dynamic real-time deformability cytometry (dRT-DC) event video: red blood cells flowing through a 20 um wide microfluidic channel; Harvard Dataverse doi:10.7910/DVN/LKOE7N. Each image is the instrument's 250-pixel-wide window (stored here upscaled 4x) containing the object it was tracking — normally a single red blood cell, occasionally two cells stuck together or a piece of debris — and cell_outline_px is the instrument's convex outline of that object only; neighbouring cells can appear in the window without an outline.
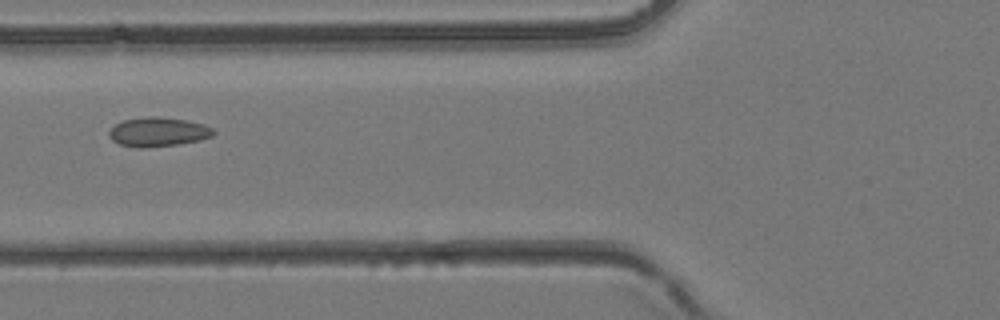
{"species": "common noctule bat (a hibernating species)", "species_latin": "Nyctalus noctula", "temperature_condition": "room temperature", "stored_images_in_passage": 36, "camera_frame_rate_fps": 3000, "um_per_image_px": 0.085, "animal": {"sex": "female", "body_mass_g": 24.6, "forearm_length_mm": 56.2}, "frame": {"image": 1, "passage_image": 17, "time_ms": 5.333, "image_size_px": [1000, 320], "cell_outline_px": [[216, 132], [212, 136], [200, 140], [176, 144], [144, 148], [136, 148], [120, 144], [112, 140], [108, 136], [108, 132], [116, 124], [124, 120], [148, 116], [156, 116], [184, 120], [204, 124], [212, 128]], "centroid_in_image_um": [13.43, 11.22], "position_along_channel_um": 112.4, "area_um2": 17.69}}
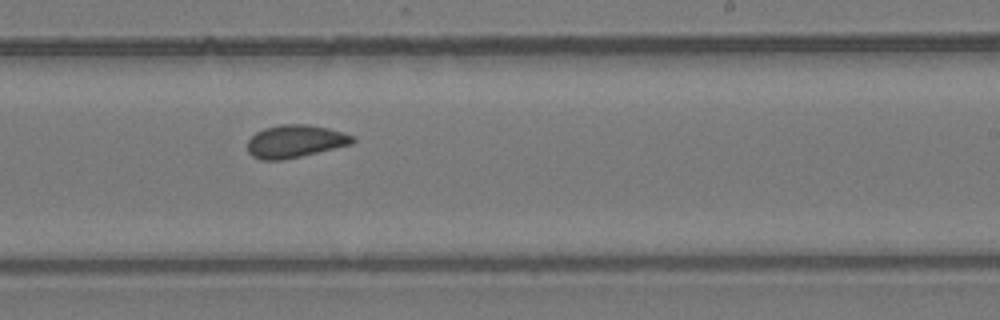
{"frame": {"image": 2, "passage_image": 25, "time_ms": 8.0, "image_size_px": [1000, 320], "cell_outline_px": [[356, 140], [352, 144], [300, 156], [280, 160], [260, 160], [252, 156], [248, 152], [248, 140], [256, 132], [264, 128], [280, 124], [308, 124], [328, 128], [344, 132], [352, 136]], "centroid_in_image_um": [25.07, 12.0], "position_along_channel_um": 263.9, "area_um2": 20.0}}
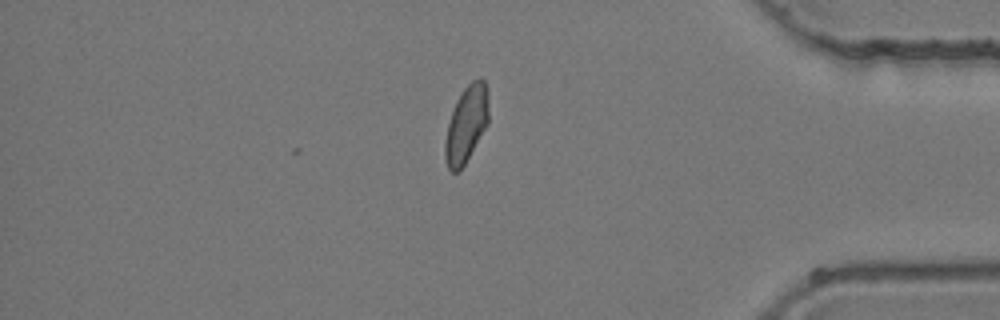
{"frame": {"image": 3, "passage_image": 35, "time_ms": 11.333, "image_size_px": [1000, 320], "cell_outline_px": [[488, 124], [464, 164], [456, 172], [452, 172], [448, 168], [444, 160], [444, 144], [448, 124], [456, 100], [464, 88], [472, 80], [480, 76], [484, 80], [488, 92]], "centroid_in_image_um": [39.64, 10.52], "position_along_channel_um": 395.6, "area_um2": 19.42}}